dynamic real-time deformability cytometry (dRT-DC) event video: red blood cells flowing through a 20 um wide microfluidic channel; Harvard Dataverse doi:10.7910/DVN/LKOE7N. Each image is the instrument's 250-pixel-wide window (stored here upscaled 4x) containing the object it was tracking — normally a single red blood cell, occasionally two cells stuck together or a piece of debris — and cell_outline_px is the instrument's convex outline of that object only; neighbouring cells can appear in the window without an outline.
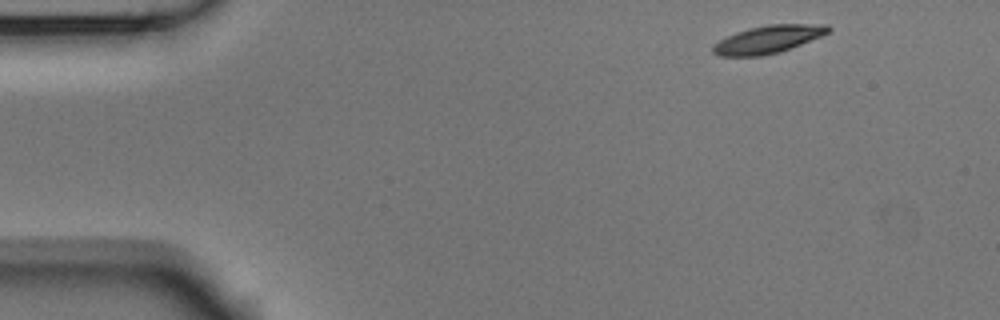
{"species": "Egyptian fruit bat (a non-hibernating species)", "species_latin": "Rousettus aegyptiacus", "temperature_condition": "room temperature", "stored_images_in_passage": 49, "camera_frame_rate_fps": 3000, "um_per_image_px": 0.085, "animal": {"sex": "male"}, "frame": {"image": 1, "passage_image": 1, "time_ms": 0.0, "image_size_px": [1000, 320], "cell_outline_px": [[832, 28], [828, 32], [820, 36], [780, 52], [760, 56], [720, 56], [712, 52], [712, 44], [736, 32], [748, 28], [768, 24], [828, 24]], "centroid_in_image_um": [65.26, 3.34], "position_along_channel_um": 19.7, "area_um2": 18.55}}
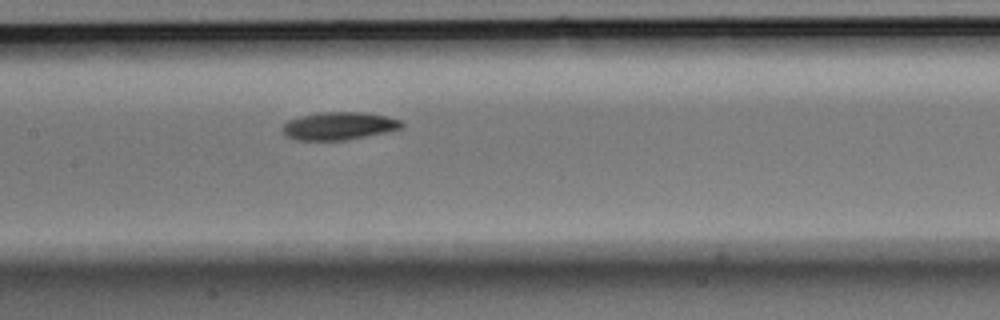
{"frame": {"image": 2, "passage_image": 21, "time_ms": 6.667, "image_size_px": [1000, 320], "cell_outline_px": [[404, 128], [388, 132], [344, 140], [296, 140], [284, 136], [280, 128], [288, 120], [300, 116], [320, 112], [364, 112], [384, 116], [400, 120], [404, 124]], "centroid_in_image_um": [28.78, 10.71], "position_along_channel_um": 178.6, "area_um2": 19.48}}
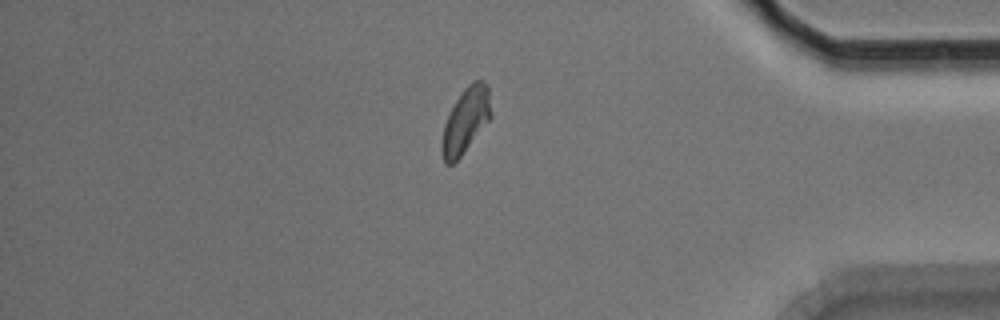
{"frame": {"image": 3, "passage_image": 41, "time_ms": 13.333, "image_size_px": [1000, 320], "cell_outline_px": [[492, 116], [460, 156], [452, 164], [444, 164], [440, 152], [440, 144], [444, 124], [456, 100], [464, 88], [472, 80], [484, 80], [488, 84], [492, 112]], "centroid_in_image_um": [39.57, 10.22], "position_along_channel_um": 395.6, "area_um2": 18.73}, "authors_computed_cell_mechanics": {"area_um2": 18.7272, "velocity_mm_per_s": 3.7009, "shape_relaxation_time_tau1_ms": 5.6489, "shape_relaxation_time_tau2_ms": null, "deformation_change_tau1": 0.1538, "deformation_change_tau2": null}}